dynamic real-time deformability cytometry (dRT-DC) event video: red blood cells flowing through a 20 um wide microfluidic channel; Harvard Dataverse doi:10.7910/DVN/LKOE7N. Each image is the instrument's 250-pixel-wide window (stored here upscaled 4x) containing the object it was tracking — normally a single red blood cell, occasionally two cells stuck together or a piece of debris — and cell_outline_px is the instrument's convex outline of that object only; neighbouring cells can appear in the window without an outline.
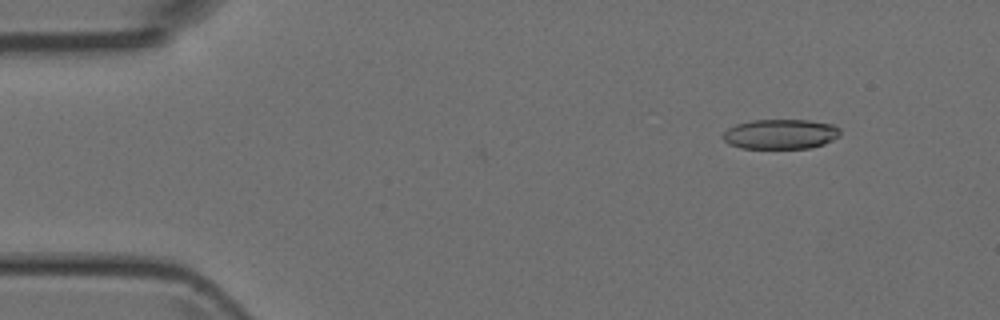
{"species": "Egyptian fruit bat (a non-hibernating species)", "species_latin": "Rousettus aegyptiacus", "temperature_condition": "room temperature", "stored_images_in_passage": 45, "camera_frame_rate_fps": 3000, "um_per_image_px": 0.085, "animal": {"sex": "female"}, "frame": {"image": 1, "passage_image": 1, "time_ms": 0.0, "image_size_px": [1000, 320], "cell_outline_px": [[840, 136], [824, 144], [812, 148], [740, 148], [728, 144], [724, 140], [724, 132], [728, 128], [736, 124], [752, 120], [808, 120], [836, 124], [840, 128]], "centroid_in_image_um": [66.39, 11.39], "position_along_channel_um": 18.6, "area_um2": 20.58}}
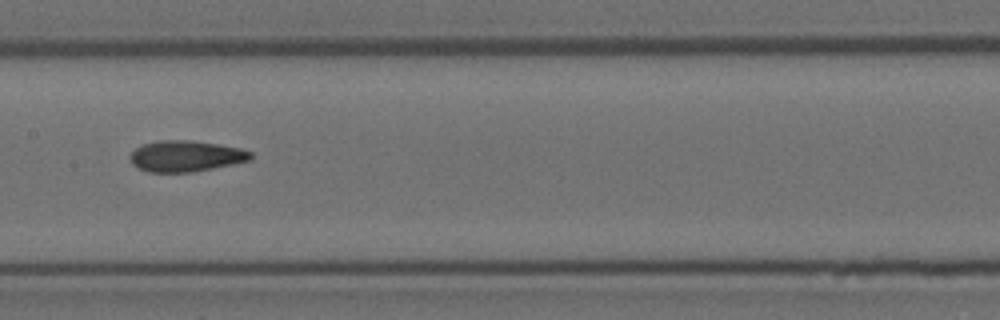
{"frame": {"image": 2, "passage_image": 20, "time_ms": 6.333, "image_size_px": [1000, 320], "cell_outline_px": [[252, 160], [192, 172], [148, 172], [136, 168], [132, 164], [128, 156], [136, 148], [144, 144], [160, 140], [192, 140], [240, 148], [252, 152]], "centroid_in_image_um": [15.77, 13.27], "position_along_channel_um": 191.6, "area_um2": 21.85}}
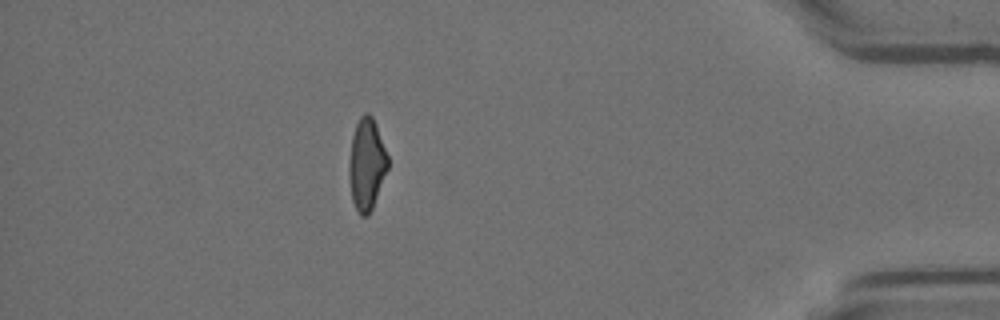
{"frame": {"image": 3, "passage_image": 39, "time_ms": 12.667, "image_size_px": [1000, 320], "cell_outline_px": [[388, 168], [372, 208], [368, 216], [360, 216], [352, 200], [348, 172], [348, 168], [352, 136], [356, 124], [360, 116], [364, 112], [368, 112], [372, 116], [376, 124], [388, 156]], "centroid_in_image_um": [31.16, 13.94], "position_along_channel_um": 404.0, "area_um2": 20.69}}